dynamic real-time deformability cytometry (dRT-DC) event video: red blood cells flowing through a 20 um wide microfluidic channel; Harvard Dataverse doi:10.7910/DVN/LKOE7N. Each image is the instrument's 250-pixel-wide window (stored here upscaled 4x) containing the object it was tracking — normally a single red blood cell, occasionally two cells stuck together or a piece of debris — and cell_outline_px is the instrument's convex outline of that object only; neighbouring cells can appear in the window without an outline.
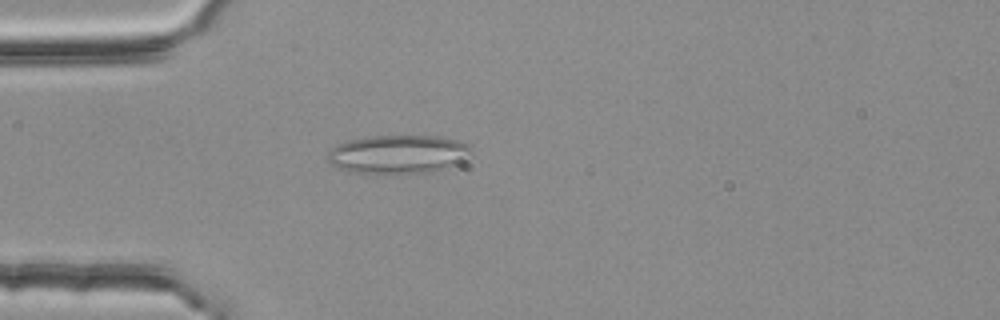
{"species": "common noctule bat (a hibernating species)", "species_latin": "Nyctalus noctula", "temperature_condition": "room temperature", "stored_images_in_passage": 3, "camera_frame_rate_fps": 3000, "um_per_image_px": 0.085, "animal": {"sex": "female", "body_mass_g": 25.1}, "frame": {"image": 1, "passage_image": 3, "time_ms": 0.667, "image_size_px": [1000, 320], "cell_outline_px": [[468, 148], [464, 160], [460, 164], [452, 168], [432, 172], [384, 176], [348, 172], [332, 164], [328, 160], [328, 152], [336, 144], [368, 136], [444, 136], [468, 144]], "centroid_in_image_um": [33.83, 13.16], "position_along_channel_um": 51.2, "area_um2": 33.12}}